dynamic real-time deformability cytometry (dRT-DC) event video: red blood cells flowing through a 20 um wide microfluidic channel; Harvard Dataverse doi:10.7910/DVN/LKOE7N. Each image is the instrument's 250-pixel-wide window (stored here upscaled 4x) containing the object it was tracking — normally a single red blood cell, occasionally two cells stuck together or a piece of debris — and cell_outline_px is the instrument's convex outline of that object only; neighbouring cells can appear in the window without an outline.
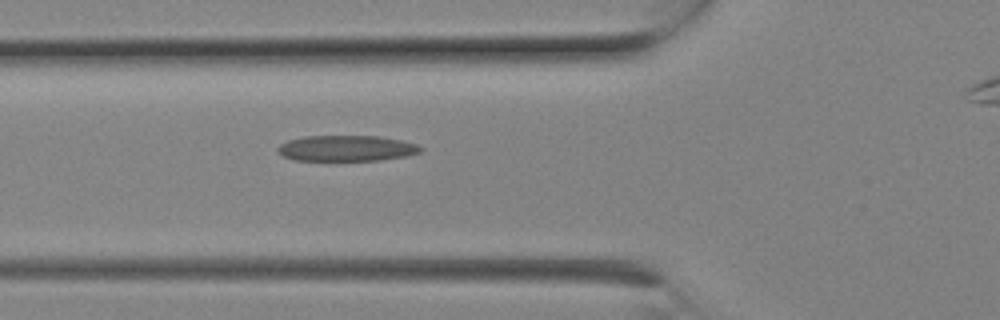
{"species": "Egyptian fruit bat (a non-hibernating species)", "species_latin": "Rousettus aegyptiacus", "temperature_condition": "room temperature", "stored_images_in_passage": 7, "camera_frame_rate_fps": 3000, "um_per_image_px": 0.085, "animal": {"sex": "female"}, "frame": {"image": 1, "passage_image": 6, "time_ms": 1.667, "image_size_px": [1000, 320], "cell_outline_px": [[424, 148], [420, 152], [404, 156], [380, 160], [292, 160], [280, 156], [276, 152], [276, 148], [280, 144], [288, 140], [304, 136], [380, 136], [400, 140], [416, 144]], "centroid_in_image_um": [29.38, 12.6], "position_along_channel_um": 96.4, "area_um2": 21.56}}